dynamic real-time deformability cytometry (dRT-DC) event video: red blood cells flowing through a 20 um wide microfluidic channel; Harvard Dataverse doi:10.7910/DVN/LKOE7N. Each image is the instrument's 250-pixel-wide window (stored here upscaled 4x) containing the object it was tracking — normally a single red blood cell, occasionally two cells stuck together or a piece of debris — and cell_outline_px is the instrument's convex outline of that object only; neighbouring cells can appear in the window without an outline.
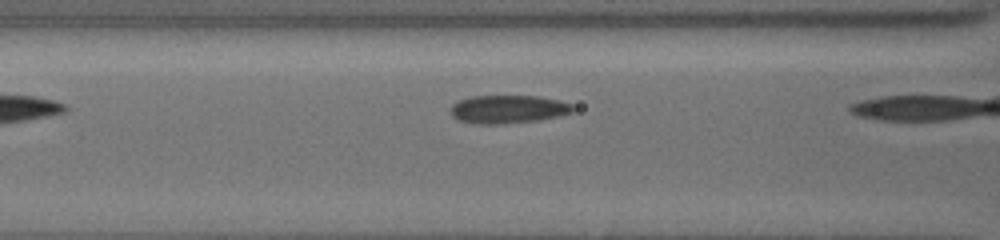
{"species": "common noctule bat (a hibernating species)", "species_latin": "Nyctalus noctula", "temperature_condition": "cold", "stored_images_in_passage": 10, "camera_frame_rate_fps": 3000, "um_per_image_px": 0.085, "animal": {"sex": "female", "body_mass_g": 19.5, "forearm_length_mm": 54.1}, "frame": {"image": 1, "passage_image": 3, "time_ms": 0.667, "image_size_px": [1000, 240], "cell_outline_px": [[576, 108], [572, 112], [556, 116], [536, 120], [500, 124], [480, 124], [460, 120], [452, 116], [452, 104], [460, 100], [472, 96], [536, 96], [560, 100], [572, 104]], "centroid_in_image_um": [43.21, 9.27], "position_along_channel_um": 123.4, "area_um2": 19.83}}
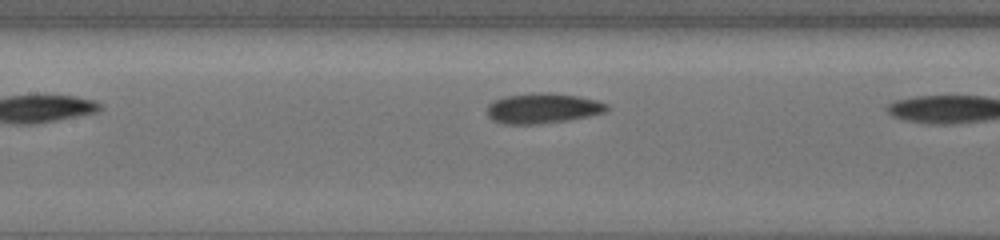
{"frame": {"image": 2, "passage_image": 7, "time_ms": 1.667, "image_size_px": [1000, 240], "cell_outline_px": [[608, 108], [604, 112], [568, 120], [536, 124], [504, 124], [492, 120], [488, 116], [488, 104], [496, 100], [508, 96], [532, 92], [552, 92], [576, 96], [596, 100], [608, 104]], "centroid_in_image_um": [46.12, 9.2], "position_along_channel_um": 161.3, "area_um2": 20.92}}